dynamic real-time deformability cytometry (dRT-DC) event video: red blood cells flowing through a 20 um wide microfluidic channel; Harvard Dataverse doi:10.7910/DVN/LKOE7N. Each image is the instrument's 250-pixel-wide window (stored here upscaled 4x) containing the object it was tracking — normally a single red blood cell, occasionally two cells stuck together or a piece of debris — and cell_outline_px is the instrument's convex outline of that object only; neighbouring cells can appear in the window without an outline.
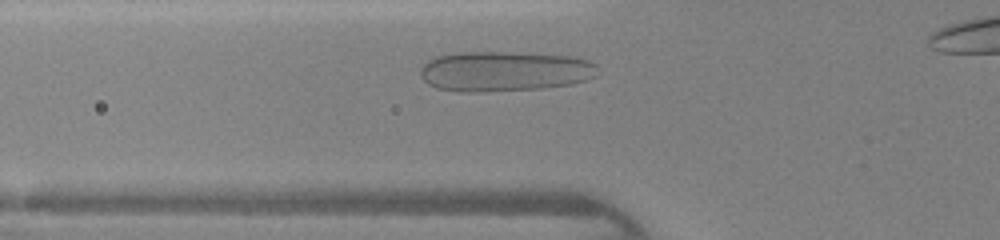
{"species": "human", "species_latin": "Homo sapiens", "temperature_condition": "warm", "stored_images_in_passage": 26, "camera_frame_rate_fps": 3000, "um_per_image_px": 0.085, "donor": {"sex": "female"}, "frame": {"image": 1, "passage_image": 5, "time_ms": 1.333, "image_size_px": [1000, 240], "cell_outline_px": [[596, 76], [588, 80], [572, 84], [540, 88], [484, 92], [460, 92], [436, 88], [428, 84], [420, 76], [420, 68], [428, 60], [440, 56], [456, 52], [512, 52], [576, 56], [588, 60], [596, 64]], "centroid_in_image_um": [42.89, 6.06], "position_along_channel_um": 82.9, "area_um2": 41.85}}
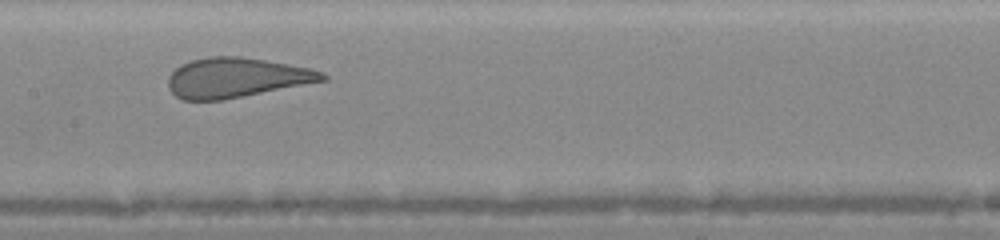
{"frame": {"image": 2, "passage_image": 12, "time_ms": 3.667, "image_size_px": [1000, 240], "cell_outline_px": [[328, 80], [220, 100], [184, 100], [176, 96], [168, 88], [168, 76], [180, 64], [192, 60], [208, 56], [240, 56], [288, 64], [308, 68], [324, 72], [328, 76]], "centroid_in_image_um": [20.07, 6.59], "position_along_channel_um": 187.3, "area_um2": 35.55}}
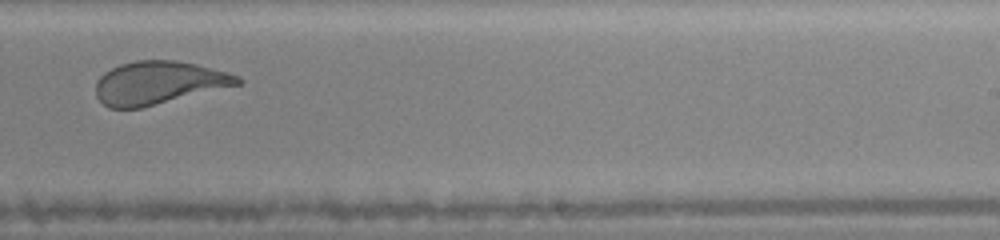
{"frame": {"image": 3, "passage_image": 18, "time_ms": 5.667, "image_size_px": [1000, 240], "cell_outline_px": [[244, 80], [240, 84], [140, 108], [108, 108], [96, 96], [96, 84], [100, 76], [104, 72], [120, 64], [136, 60], [176, 60], [196, 64], [228, 72], [240, 76]], "centroid_in_image_um": [13.48, 7.03], "position_along_channel_um": 275.5, "area_um2": 35.37}}